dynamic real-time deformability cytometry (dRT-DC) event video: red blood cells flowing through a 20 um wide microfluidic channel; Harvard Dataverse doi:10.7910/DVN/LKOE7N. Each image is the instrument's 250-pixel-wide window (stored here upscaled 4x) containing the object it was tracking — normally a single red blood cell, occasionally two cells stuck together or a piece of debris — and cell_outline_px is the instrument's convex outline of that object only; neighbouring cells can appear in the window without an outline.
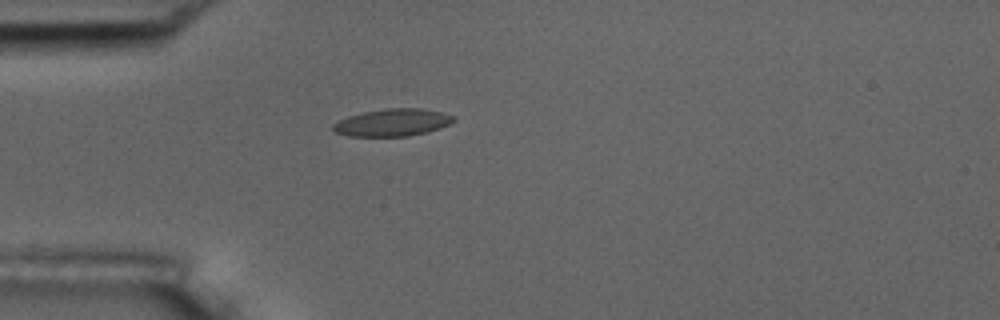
{"species": "common noctule bat (a hibernating species)", "species_latin": "Nyctalus noctula", "temperature_condition": "room temperature", "stored_images_in_passage": 2, "camera_frame_rate_fps": 3000, "um_per_image_px": 0.085, "animal": {"sex": "male", "body_mass_g": 17.5, "forearm_length_mm": 52.3}, "frame": {"image": 1, "passage_image": 1, "time_ms": 0.0, "image_size_px": [1000, 320], "cell_outline_px": [[456, 120], [440, 128], [428, 132], [408, 136], [348, 136], [336, 132], [332, 128], [332, 124], [348, 116], [364, 112], [388, 108], [420, 108], [440, 112], [456, 116]], "centroid_in_image_um": [33.38, 10.41], "position_along_channel_um": 51.6, "area_um2": 19.13}}